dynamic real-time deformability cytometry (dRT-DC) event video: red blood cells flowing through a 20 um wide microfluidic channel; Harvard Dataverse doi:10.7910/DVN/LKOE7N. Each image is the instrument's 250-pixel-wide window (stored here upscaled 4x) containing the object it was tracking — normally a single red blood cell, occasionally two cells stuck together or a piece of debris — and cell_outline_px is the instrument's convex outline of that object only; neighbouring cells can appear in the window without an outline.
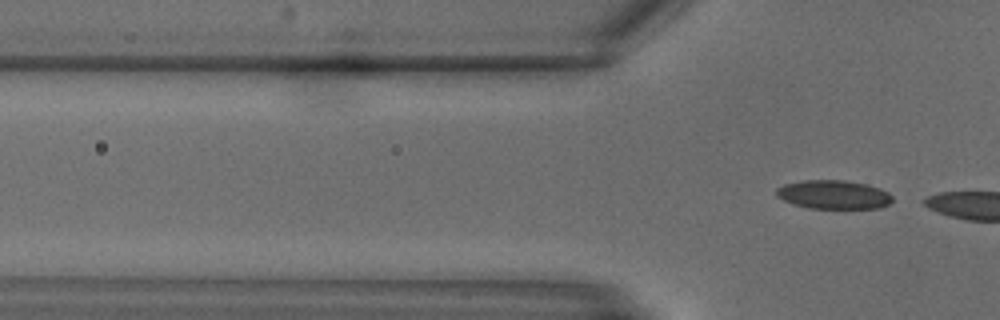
{"species": "common noctule bat (a hibernating species)", "species_latin": "Nyctalus noctula", "temperature_condition": "warm", "stored_images_in_passage": 4, "camera_frame_rate_fps": 3000, "um_per_image_px": 0.085, "animal": {"sex": "male", "body_mass_g": 18.8}, "frame": {"image": 1, "passage_image": 4, "time_ms": 1.0, "image_size_px": [1000, 320], "cell_outline_px": [[892, 200], [888, 204], [880, 208], [808, 208], [792, 204], [776, 196], [776, 188], [784, 184], [804, 180], [844, 180], [868, 184], [880, 188], [888, 192], [892, 196]], "centroid_in_image_um": [70.85, 16.53], "position_along_channel_um": 55.0, "area_um2": 19.54}}